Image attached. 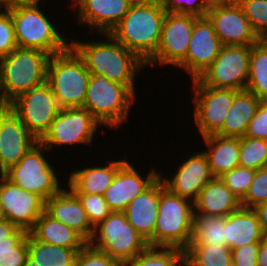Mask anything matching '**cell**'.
<instances>
[{
  "instance_id": "cell-26",
  "label": "cell",
  "mask_w": 267,
  "mask_h": 266,
  "mask_svg": "<svg viewBox=\"0 0 267 266\" xmlns=\"http://www.w3.org/2000/svg\"><path fill=\"white\" fill-rule=\"evenodd\" d=\"M265 238L253 209L241 207L225 217L226 246L231 251L246 244H260Z\"/></svg>"
},
{
  "instance_id": "cell-38",
  "label": "cell",
  "mask_w": 267,
  "mask_h": 266,
  "mask_svg": "<svg viewBox=\"0 0 267 266\" xmlns=\"http://www.w3.org/2000/svg\"><path fill=\"white\" fill-rule=\"evenodd\" d=\"M255 172L256 170L238 166L219 178L235 196L242 200L249 190Z\"/></svg>"
},
{
  "instance_id": "cell-8",
  "label": "cell",
  "mask_w": 267,
  "mask_h": 266,
  "mask_svg": "<svg viewBox=\"0 0 267 266\" xmlns=\"http://www.w3.org/2000/svg\"><path fill=\"white\" fill-rule=\"evenodd\" d=\"M88 245L100 250L122 265L134 259L148 243L128 222L124 212H111L94 227Z\"/></svg>"
},
{
  "instance_id": "cell-15",
  "label": "cell",
  "mask_w": 267,
  "mask_h": 266,
  "mask_svg": "<svg viewBox=\"0 0 267 266\" xmlns=\"http://www.w3.org/2000/svg\"><path fill=\"white\" fill-rule=\"evenodd\" d=\"M0 204L5 218L27 233L45 211V200L41 196L22 189L3 174H0Z\"/></svg>"
},
{
  "instance_id": "cell-54",
  "label": "cell",
  "mask_w": 267,
  "mask_h": 266,
  "mask_svg": "<svg viewBox=\"0 0 267 266\" xmlns=\"http://www.w3.org/2000/svg\"><path fill=\"white\" fill-rule=\"evenodd\" d=\"M228 266H236L233 262H231Z\"/></svg>"
},
{
  "instance_id": "cell-31",
  "label": "cell",
  "mask_w": 267,
  "mask_h": 266,
  "mask_svg": "<svg viewBox=\"0 0 267 266\" xmlns=\"http://www.w3.org/2000/svg\"><path fill=\"white\" fill-rule=\"evenodd\" d=\"M246 90L262 102L267 100V39H260L251 46Z\"/></svg>"
},
{
  "instance_id": "cell-46",
  "label": "cell",
  "mask_w": 267,
  "mask_h": 266,
  "mask_svg": "<svg viewBox=\"0 0 267 266\" xmlns=\"http://www.w3.org/2000/svg\"><path fill=\"white\" fill-rule=\"evenodd\" d=\"M252 209L257 215L264 235L267 237V202L257 205Z\"/></svg>"
},
{
  "instance_id": "cell-5",
  "label": "cell",
  "mask_w": 267,
  "mask_h": 266,
  "mask_svg": "<svg viewBox=\"0 0 267 266\" xmlns=\"http://www.w3.org/2000/svg\"><path fill=\"white\" fill-rule=\"evenodd\" d=\"M193 214V202L170 192L159 178V208L154 247L185 250L191 241Z\"/></svg>"
},
{
  "instance_id": "cell-16",
  "label": "cell",
  "mask_w": 267,
  "mask_h": 266,
  "mask_svg": "<svg viewBox=\"0 0 267 266\" xmlns=\"http://www.w3.org/2000/svg\"><path fill=\"white\" fill-rule=\"evenodd\" d=\"M223 47L212 22L207 16L199 17L192 31L186 58L176 67L186 70L189 77L197 79L219 55Z\"/></svg>"
},
{
  "instance_id": "cell-48",
  "label": "cell",
  "mask_w": 267,
  "mask_h": 266,
  "mask_svg": "<svg viewBox=\"0 0 267 266\" xmlns=\"http://www.w3.org/2000/svg\"><path fill=\"white\" fill-rule=\"evenodd\" d=\"M258 266H267V237L260 242L257 256Z\"/></svg>"
},
{
  "instance_id": "cell-35",
  "label": "cell",
  "mask_w": 267,
  "mask_h": 266,
  "mask_svg": "<svg viewBox=\"0 0 267 266\" xmlns=\"http://www.w3.org/2000/svg\"><path fill=\"white\" fill-rule=\"evenodd\" d=\"M28 256V233L17 229L8 241H0V266H24Z\"/></svg>"
},
{
  "instance_id": "cell-11",
  "label": "cell",
  "mask_w": 267,
  "mask_h": 266,
  "mask_svg": "<svg viewBox=\"0 0 267 266\" xmlns=\"http://www.w3.org/2000/svg\"><path fill=\"white\" fill-rule=\"evenodd\" d=\"M250 53L251 46L223 45L213 63L196 80L212 88L245 90Z\"/></svg>"
},
{
  "instance_id": "cell-29",
  "label": "cell",
  "mask_w": 267,
  "mask_h": 266,
  "mask_svg": "<svg viewBox=\"0 0 267 266\" xmlns=\"http://www.w3.org/2000/svg\"><path fill=\"white\" fill-rule=\"evenodd\" d=\"M261 100L248 90L239 91L226 115L222 129L217 133L224 137H244Z\"/></svg>"
},
{
  "instance_id": "cell-21",
  "label": "cell",
  "mask_w": 267,
  "mask_h": 266,
  "mask_svg": "<svg viewBox=\"0 0 267 266\" xmlns=\"http://www.w3.org/2000/svg\"><path fill=\"white\" fill-rule=\"evenodd\" d=\"M135 0H72L78 9L77 22L95 33H110L123 19ZM74 4V5H73Z\"/></svg>"
},
{
  "instance_id": "cell-51",
  "label": "cell",
  "mask_w": 267,
  "mask_h": 266,
  "mask_svg": "<svg viewBox=\"0 0 267 266\" xmlns=\"http://www.w3.org/2000/svg\"><path fill=\"white\" fill-rule=\"evenodd\" d=\"M8 108V105L4 102L0 91V115Z\"/></svg>"
},
{
  "instance_id": "cell-49",
  "label": "cell",
  "mask_w": 267,
  "mask_h": 266,
  "mask_svg": "<svg viewBox=\"0 0 267 266\" xmlns=\"http://www.w3.org/2000/svg\"><path fill=\"white\" fill-rule=\"evenodd\" d=\"M204 2L208 8H212L216 6L230 5L237 2V0H204Z\"/></svg>"
},
{
  "instance_id": "cell-32",
  "label": "cell",
  "mask_w": 267,
  "mask_h": 266,
  "mask_svg": "<svg viewBox=\"0 0 267 266\" xmlns=\"http://www.w3.org/2000/svg\"><path fill=\"white\" fill-rule=\"evenodd\" d=\"M190 244L226 245L225 217L194 213Z\"/></svg>"
},
{
  "instance_id": "cell-28",
  "label": "cell",
  "mask_w": 267,
  "mask_h": 266,
  "mask_svg": "<svg viewBox=\"0 0 267 266\" xmlns=\"http://www.w3.org/2000/svg\"><path fill=\"white\" fill-rule=\"evenodd\" d=\"M36 240L69 249H83L88 242L74 229L55 220L45 211L29 232Z\"/></svg>"
},
{
  "instance_id": "cell-30",
  "label": "cell",
  "mask_w": 267,
  "mask_h": 266,
  "mask_svg": "<svg viewBox=\"0 0 267 266\" xmlns=\"http://www.w3.org/2000/svg\"><path fill=\"white\" fill-rule=\"evenodd\" d=\"M80 250L42 243L28 233V256L24 266H74Z\"/></svg>"
},
{
  "instance_id": "cell-9",
  "label": "cell",
  "mask_w": 267,
  "mask_h": 266,
  "mask_svg": "<svg viewBox=\"0 0 267 266\" xmlns=\"http://www.w3.org/2000/svg\"><path fill=\"white\" fill-rule=\"evenodd\" d=\"M46 152L50 151L38 142L17 164L3 173L12 183L38 194L45 201L56 195L63 187L57 179L56 169L45 157Z\"/></svg>"
},
{
  "instance_id": "cell-3",
  "label": "cell",
  "mask_w": 267,
  "mask_h": 266,
  "mask_svg": "<svg viewBox=\"0 0 267 266\" xmlns=\"http://www.w3.org/2000/svg\"><path fill=\"white\" fill-rule=\"evenodd\" d=\"M50 57L39 49L17 47L0 58V91L8 106L25 92L47 81Z\"/></svg>"
},
{
  "instance_id": "cell-47",
  "label": "cell",
  "mask_w": 267,
  "mask_h": 266,
  "mask_svg": "<svg viewBox=\"0 0 267 266\" xmlns=\"http://www.w3.org/2000/svg\"><path fill=\"white\" fill-rule=\"evenodd\" d=\"M17 229L18 228L7 219L0 221V241H8V237Z\"/></svg>"
},
{
  "instance_id": "cell-52",
  "label": "cell",
  "mask_w": 267,
  "mask_h": 266,
  "mask_svg": "<svg viewBox=\"0 0 267 266\" xmlns=\"http://www.w3.org/2000/svg\"><path fill=\"white\" fill-rule=\"evenodd\" d=\"M42 0H9L11 4L13 3H27V2H40Z\"/></svg>"
},
{
  "instance_id": "cell-53",
  "label": "cell",
  "mask_w": 267,
  "mask_h": 266,
  "mask_svg": "<svg viewBox=\"0 0 267 266\" xmlns=\"http://www.w3.org/2000/svg\"><path fill=\"white\" fill-rule=\"evenodd\" d=\"M5 213H4V210H3V207L2 205L0 204V221L2 220H5Z\"/></svg>"
},
{
  "instance_id": "cell-40",
  "label": "cell",
  "mask_w": 267,
  "mask_h": 266,
  "mask_svg": "<svg viewBox=\"0 0 267 266\" xmlns=\"http://www.w3.org/2000/svg\"><path fill=\"white\" fill-rule=\"evenodd\" d=\"M267 202V167L255 172L252 183L245 197L241 200L243 208L252 209Z\"/></svg>"
},
{
  "instance_id": "cell-10",
  "label": "cell",
  "mask_w": 267,
  "mask_h": 266,
  "mask_svg": "<svg viewBox=\"0 0 267 266\" xmlns=\"http://www.w3.org/2000/svg\"><path fill=\"white\" fill-rule=\"evenodd\" d=\"M101 126L85 107L61 108L39 142L49 151L54 146H91L95 140L94 135Z\"/></svg>"
},
{
  "instance_id": "cell-4",
  "label": "cell",
  "mask_w": 267,
  "mask_h": 266,
  "mask_svg": "<svg viewBox=\"0 0 267 266\" xmlns=\"http://www.w3.org/2000/svg\"><path fill=\"white\" fill-rule=\"evenodd\" d=\"M40 7L39 2L11 4L9 12L14 23L17 46L39 49L51 56L64 52L70 42Z\"/></svg>"
},
{
  "instance_id": "cell-27",
  "label": "cell",
  "mask_w": 267,
  "mask_h": 266,
  "mask_svg": "<svg viewBox=\"0 0 267 266\" xmlns=\"http://www.w3.org/2000/svg\"><path fill=\"white\" fill-rule=\"evenodd\" d=\"M206 150H202L214 178L230 172L239 165L240 138L224 137L218 134L203 137Z\"/></svg>"
},
{
  "instance_id": "cell-14",
  "label": "cell",
  "mask_w": 267,
  "mask_h": 266,
  "mask_svg": "<svg viewBox=\"0 0 267 266\" xmlns=\"http://www.w3.org/2000/svg\"><path fill=\"white\" fill-rule=\"evenodd\" d=\"M198 16L192 14L166 13L161 39L156 53L145 63L148 66L177 67L185 58ZM157 63V64H156Z\"/></svg>"
},
{
  "instance_id": "cell-17",
  "label": "cell",
  "mask_w": 267,
  "mask_h": 266,
  "mask_svg": "<svg viewBox=\"0 0 267 266\" xmlns=\"http://www.w3.org/2000/svg\"><path fill=\"white\" fill-rule=\"evenodd\" d=\"M206 16L223 45L252 46L260 40L238 2L209 8Z\"/></svg>"
},
{
  "instance_id": "cell-33",
  "label": "cell",
  "mask_w": 267,
  "mask_h": 266,
  "mask_svg": "<svg viewBox=\"0 0 267 266\" xmlns=\"http://www.w3.org/2000/svg\"><path fill=\"white\" fill-rule=\"evenodd\" d=\"M232 251L226 245L189 244L185 249V266H228Z\"/></svg>"
},
{
  "instance_id": "cell-50",
  "label": "cell",
  "mask_w": 267,
  "mask_h": 266,
  "mask_svg": "<svg viewBox=\"0 0 267 266\" xmlns=\"http://www.w3.org/2000/svg\"><path fill=\"white\" fill-rule=\"evenodd\" d=\"M11 3L9 0H0V16L9 12Z\"/></svg>"
},
{
  "instance_id": "cell-42",
  "label": "cell",
  "mask_w": 267,
  "mask_h": 266,
  "mask_svg": "<svg viewBox=\"0 0 267 266\" xmlns=\"http://www.w3.org/2000/svg\"><path fill=\"white\" fill-rule=\"evenodd\" d=\"M168 13L192 14L205 17L209 8L204 0H161Z\"/></svg>"
},
{
  "instance_id": "cell-1",
  "label": "cell",
  "mask_w": 267,
  "mask_h": 266,
  "mask_svg": "<svg viewBox=\"0 0 267 266\" xmlns=\"http://www.w3.org/2000/svg\"><path fill=\"white\" fill-rule=\"evenodd\" d=\"M106 41L96 39L83 41L73 39L70 46L86 64L90 74H101L112 82L127 86L136 94V73L146 64L132 51L119 43L110 33H99ZM108 39V40H107Z\"/></svg>"
},
{
  "instance_id": "cell-2",
  "label": "cell",
  "mask_w": 267,
  "mask_h": 266,
  "mask_svg": "<svg viewBox=\"0 0 267 266\" xmlns=\"http://www.w3.org/2000/svg\"><path fill=\"white\" fill-rule=\"evenodd\" d=\"M166 13L161 0H135L110 34L146 63L159 46Z\"/></svg>"
},
{
  "instance_id": "cell-44",
  "label": "cell",
  "mask_w": 267,
  "mask_h": 266,
  "mask_svg": "<svg viewBox=\"0 0 267 266\" xmlns=\"http://www.w3.org/2000/svg\"><path fill=\"white\" fill-rule=\"evenodd\" d=\"M245 136L267 140V104L261 102L255 116L249 122Z\"/></svg>"
},
{
  "instance_id": "cell-23",
  "label": "cell",
  "mask_w": 267,
  "mask_h": 266,
  "mask_svg": "<svg viewBox=\"0 0 267 266\" xmlns=\"http://www.w3.org/2000/svg\"><path fill=\"white\" fill-rule=\"evenodd\" d=\"M158 208L159 178L142 194L136 196L124 210L128 222L145 239L149 247H154Z\"/></svg>"
},
{
  "instance_id": "cell-13",
  "label": "cell",
  "mask_w": 267,
  "mask_h": 266,
  "mask_svg": "<svg viewBox=\"0 0 267 266\" xmlns=\"http://www.w3.org/2000/svg\"><path fill=\"white\" fill-rule=\"evenodd\" d=\"M8 107L38 140L49 130L61 109L47 82L25 92Z\"/></svg>"
},
{
  "instance_id": "cell-41",
  "label": "cell",
  "mask_w": 267,
  "mask_h": 266,
  "mask_svg": "<svg viewBox=\"0 0 267 266\" xmlns=\"http://www.w3.org/2000/svg\"><path fill=\"white\" fill-rule=\"evenodd\" d=\"M74 266H123L106 253L92 248L88 244L78 252Z\"/></svg>"
},
{
  "instance_id": "cell-20",
  "label": "cell",
  "mask_w": 267,
  "mask_h": 266,
  "mask_svg": "<svg viewBox=\"0 0 267 266\" xmlns=\"http://www.w3.org/2000/svg\"><path fill=\"white\" fill-rule=\"evenodd\" d=\"M154 168L144 178L133 164L126 161L106 189L104 198L112 212H124L127 205L139 194L148 189L158 178Z\"/></svg>"
},
{
  "instance_id": "cell-37",
  "label": "cell",
  "mask_w": 267,
  "mask_h": 266,
  "mask_svg": "<svg viewBox=\"0 0 267 266\" xmlns=\"http://www.w3.org/2000/svg\"><path fill=\"white\" fill-rule=\"evenodd\" d=\"M255 33L267 39V0H237Z\"/></svg>"
},
{
  "instance_id": "cell-7",
  "label": "cell",
  "mask_w": 267,
  "mask_h": 266,
  "mask_svg": "<svg viewBox=\"0 0 267 266\" xmlns=\"http://www.w3.org/2000/svg\"><path fill=\"white\" fill-rule=\"evenodd\" d=\"M90 75L85 62L71 46L50 57L46 82L60 108L83 107Z\"/></svg>"
},
{
  "instance_id": "cell-39",
  "label": "cell",
  "mask_w": 267,
  "mask_h": 266,
  "mask_svg": "<svg viewBox=\"0 0 267 266\" xmlns=\"http://www.w3.org/2000/svg\"><path fill=\"white\" fill-rule=\"evenodd\" d=\"M86 211L89 222L95 227L112 212L104 196L85 193H75Z\"/></svg>"
},
{
  "instance_id": "cell-25",
  "label": "cell",
  "mask_w": 267,
  "mask_h": 266,
  "mask_svg": "<svg viewBox=\"0 0 267 266\" xmlns=\"http://www.w3.org/2000/svg\"><path fill=\"white\" fill-rule=\"evenodd\" d=\"M193 206L195 214L221 217H226L242 207L241 200L220 178H213L202 188Z\"/></svg>"
},
{
  "instance_id": "cell-19",
  "label": "cell",
  "mask_w": 267,
  "mask_h": 266,
  "mask_svg": "<svg viewBox=\"0 0 267 266\" xmlns=\"http://www.w3.org/2000/svg\"><path fill=\"white\" fill-rule=\"evenodd\" d=\"M176 172L170 178L162 175H159V178L170 192L192 202L197 199L202 188L214 178L203 151L190 155L178 166Z\"/></svg>"
},
{
  "instance_id": "cell-36",
  "label": "cell",
  "mask_w": 267,
  "mask_h": 266,
  "mask_svg": "<svg viewBox=\"0 0 267 266\" xmlns=\"http://www.w3.org/2000/svg\"><path fill=\"white\" fill-rule=\"evenodd\" d=\"M239 165L256 171L267 167V140L241 137Z\"/></svg>"
},
{
  "instance_id": "cell-12",
  "label": "cell",
  "mask_w": 267,
  "mask_h": 266,
  "mask_svg": "<svg viewBox=\"0 0 267 266\" xmlns=\"http://www.w3.org/2000/svg\"><path fill=\"white\" fill-rule=\"evenodd\" d=\"M193 120L201 137L217 134L224 125L233 100L238 90L217 89L201 85L196 79L192 80Z\"/></svg>"
},
{
  "instance_id": "cell-43",
  "label": "cell",
  "mask_w": 267,
  "mask_h": 266,
  "mask_svg": "<svg viewBox=\"0 0 267 266\" xmlns=\"http://www.w3.org/2000/svg\"><path fill=\"white\" fill-rule=\"evenodd\" d=\"M17 47L14 23L8 12L0 16V58L7 56Z\"/></svg>"
},
{
  "instance_id": "cell-45",
  "label": "cell",
  "mask_w": 267,
  "mask_h": 266,
  "mask_svg": "<svg viewBox=\"0 0 267 266\" xmlns=\"http://www.w3.org/2000/svg\"><path fill=\"white\" fill-rule=\"evenodd\" d=\"M259 244H246L232 250V262L236 266H258Z\"/></svg>"
},
{
  "instance_id": "cell-18",
  "label": "cell",
  "mask_w": 267,
  "mask_h": 266,
  "mask_svg": "<svg viewBox=\"0 0 267 266\" xmlns=\"http://www.w3.org/2000/svg\"><path fill=\"white\" fill-rule=\"evenodd\" d=\"M38 142L8 107L0 115V174L17 164Z\"/></svg>"
},
{
  "instance_id": "cell-24",
  "label": "cell",
  "mask_w": 267,
  "mask_h": 266,
  "mask_svg": "<svg viewBox=\"0 0 267 266\" xmlns=\"http://www.w3.org/2000/svg\"><path fill=\"white\" fill-rule=\"evenodd\" d=\"M127 160H111L109 164L84 167L69 173L68 188L74 193H85L104 196L106 189L112 184L119 168Z\"/></svg>"
},
{
  "instance_id": "cell-22",
  "label": "cell",
  "mask_w": 267,
  "mask_h": 266,
  "mask_svg": "<svg viewBox=\"0 0 267 266\" xmlns=\"http://www.w3.org/2000/svg\"><path fill=\"white\" fill-rule=\"evenodd\" d=\"M45 212L55 220L74 229L87 242L91 239L94 227L89 222L78 196L70 188L63 187L56 195L47 199Z\"/></svg>"
},
{
  "instance_id": "cell-34",
  "label": "cell",
  "mask_w": 267,
  "mask_h": 266,
  "mask_svg": "<svg viewBox=\"0 0 267 266\" xmlns=\"http://www.w3.org/2000/svg\"><path fill=\"white\" fill-rule=\"evenodd\" d=\"M185 266V250L174 247H147L123 266Z\"/></svg>"
},
{
  "instance_id": "cell-6",
  "label": "cell",
  "mask_w": 267,
  "mask_h": 266,
  "mask_svg": "<svg viewBox=\"0 0 267 266\" xmlns=\"http://www.w3.org/2000/svg\"><path fill=\"white\" fill-rule=\"evenodd\" d=\"M136 97L127 86L112 82L104 75L91 74L83 107L101 125L117 130L128 121Z\"/></svg>"
}]
</instances>
